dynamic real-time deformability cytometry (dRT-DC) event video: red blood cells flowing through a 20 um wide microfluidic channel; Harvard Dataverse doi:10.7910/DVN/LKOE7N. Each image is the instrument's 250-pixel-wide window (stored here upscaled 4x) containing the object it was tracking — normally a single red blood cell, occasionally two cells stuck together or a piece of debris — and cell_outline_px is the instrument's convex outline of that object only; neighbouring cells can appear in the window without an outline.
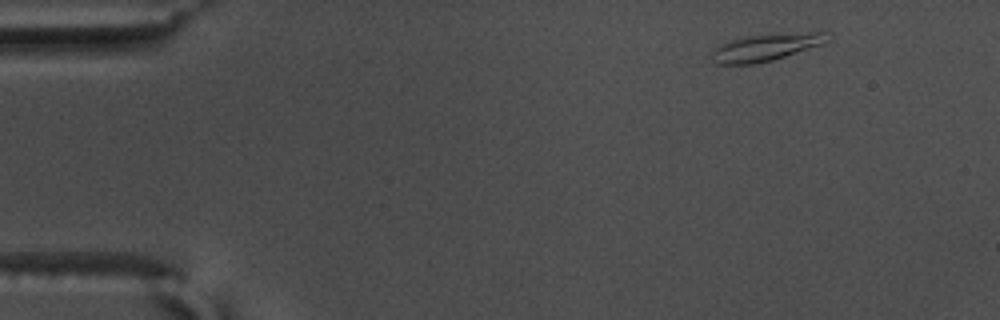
{"species": "common noctule bat (a hibernating species)", "species_latin": "Nyctalus noctula", "temperature_condition": "warm", "stored_images_in_passage": 50, "camera_frame_rate_fps": 3000, "um_per_image_px": 0.085, "animal": {"sex": "male", "body_mass_g": 17.5, "forearm_length_mm": 52.3}, "frame": {"image": 1, "passage_image": 1, "time_ms": 0.0, "image_size_px": [1000, 320], "cell_outline_px": [[832, 40], [824, 44], [772, 60], [752, 64], [716, 64], [712, 60], [712, 52], [720, 44], [728, 40], [752, 36], [808, 32], [824, 32]], "centroid_in_image_um": [65.12, 4.03], "position_along_channel_um": 19.9, "area_um2": 18.03}}
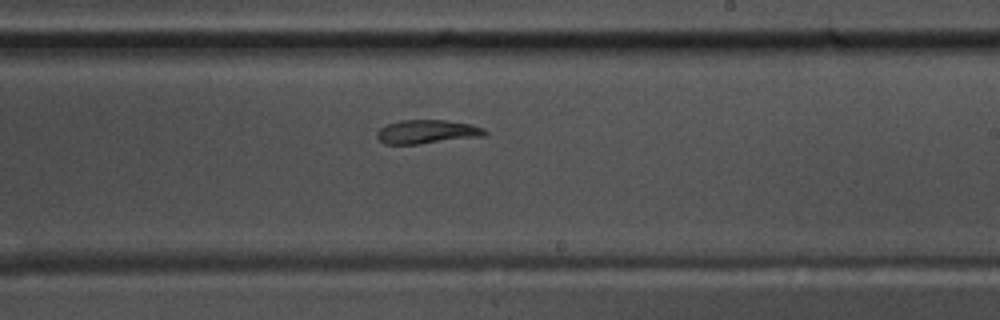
{"frame": {"image": 2, "passage_image": 28, "time_ms": 9.0, "image_size_px": [1000, 320], "cell_outline_px": [[488, 132], [484, 136], [420, 144], [384, 144], [376, 136], [376, 132], [380, 128], [388, 124], [400, 120], [444, 120], [472, 124], [484, 128]], "centroid_in_image_um": [36.31, 11.2], "position_along_channel_um": 252.7, "area_um2": 15.03}}
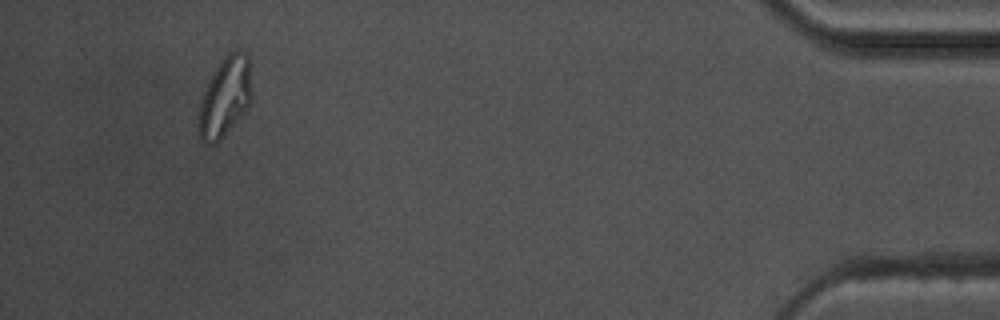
{"frame": {"image": 3, "passage_image": 47, "time_ms": 15.333, "image_size_px": [1000, 320], "cell_outline_px": [[252, 100], [248, 108], [224, 136], [216, 144], [204, 144], [200, 140], [200, 100], [208, 80], [220, 60], [228, 52], [236, 48], [244, 52], [248, 56], [252, 88]], "centroid_in_image_um": [19.16, 8.21], "position_along_channel_um": 416.0, "area_um2": 24.91}, "authors_computed_cell_mechanics": {"area_um2": 15.9239, "velocity_mm_per_s": 3.6504, "shape_relaxation_time_tau1_ms": 6.1182, "shape_relaxation_time_tau2_ms": 2.8473, "deformation_change_tau1": 0.2671, "deformation_change_tau2": 0.1075}}